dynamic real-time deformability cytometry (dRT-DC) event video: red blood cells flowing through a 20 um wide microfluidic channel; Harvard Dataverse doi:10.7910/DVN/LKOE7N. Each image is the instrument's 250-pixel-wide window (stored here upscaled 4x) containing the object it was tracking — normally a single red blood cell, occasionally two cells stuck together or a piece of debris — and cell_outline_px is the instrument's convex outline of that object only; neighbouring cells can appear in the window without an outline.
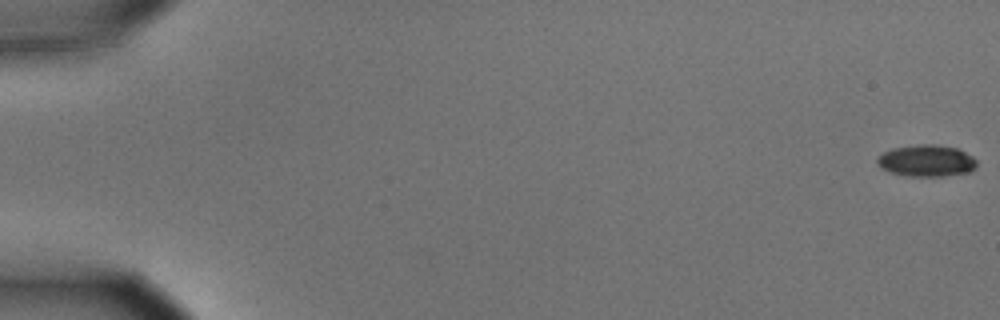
{"species": "common noctule bat (a hibernating species)", "species_latin": "Nyctalus noctula", "temperature_condition": "cold", "stored_images_in_passage": 58, "camera_frame_rate_fps": 3000, "um_per_image_px": 0.085, "animal": {"sex": "male", "body_mass_g": 15.6}, "frame": {"image": 1, "passage_image": 1, "time_ms": 0.0, "image_size_px": [1000, 320], "cell_outline_px": [[976, 168], [972, 172], [944, 176], [908, 176], [892, 172], [880, 168], [876, 160], [884, 152], [892, 148], [920, 144], [936, 144], [956, 148], [972, 156], [976, 160]], "centroid_in_image_um": [78.78, 13.67], "position_along_channel_um": 6.2, "area_um2": 18.38}}
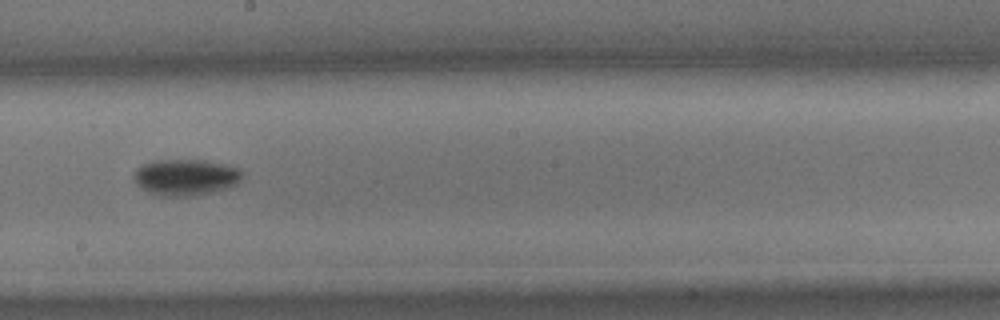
{"frame": {"image": 2, "passage_image": 34, "time_ms": 11.0, "image_size_px": [1000, 320], "cell_outline_px": [[244, 172], [240, 180], [236, 184], [228, 188], [212, 192], [192, 196], [160, 196], [148, 192], [140, 188], [132, 180], [132, 176], [136, 168], [152, 160], [204, 160], [228, 164], [240, 168]], "centroid_in_image_um": [15.77, 15.06], "position_along_channel_um": 232.4, "area_um2": 23.41}}
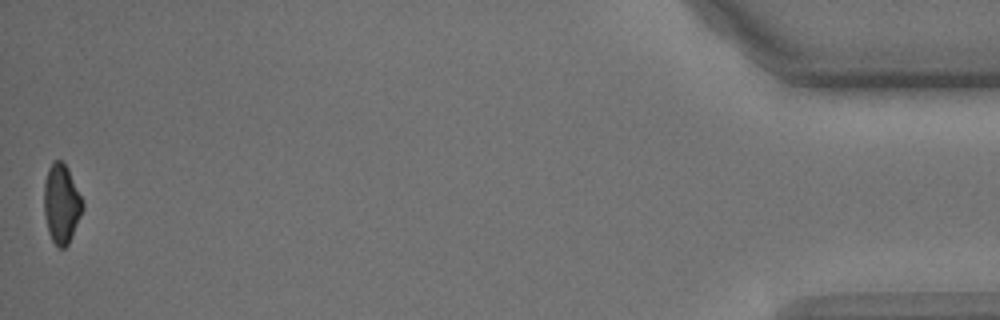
{"frame": {"image": 3, "passage_image": 58, "time_ms": 19.0, "image_size_px": [1000, 320], "cell_outline_px": [[84, 208], [72, 236], [68, 244], [64, 248], [60, 248], [52, 240], [48, 232], [44, 212], [44, 184], [48, 168], [52, 160], [60, 160], [68, 168], [84, 200]], "centroid_in_image_um": [5.24, 17.29], "position_along_channel_um": 430.0, "area_um2": 17.98}, "authors_computed_cell_mechanics": {"area_um2": 19.7965, "velocity_mm_per_s": 3.5537, "shape_relaxation_time_tau1_ms": 2.7836, "shape_relaxation_time_tau2_ms": null, "deformation_change_tau1": 0.0952, "deformation_change_tau2": null}}